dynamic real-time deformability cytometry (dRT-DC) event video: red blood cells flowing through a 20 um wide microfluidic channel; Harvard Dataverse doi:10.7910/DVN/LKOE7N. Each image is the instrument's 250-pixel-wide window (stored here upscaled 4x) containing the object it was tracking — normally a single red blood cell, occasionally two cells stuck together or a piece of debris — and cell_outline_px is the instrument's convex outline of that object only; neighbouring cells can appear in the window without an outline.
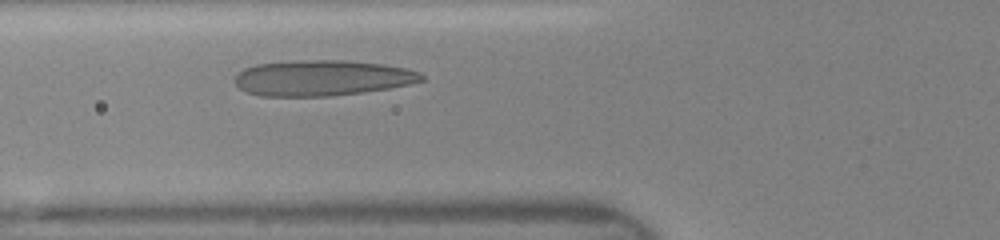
{"species": "human", "species_latin": "Homo sapiens", "temperature_condition": "room temperature", "stored_images_in_passage": 19, "camera_frame_rate_fps": 3000, "um_per_image_px": 0.085, "donor": {"sex": "female"}, "frame": {"image": 1, "passage_image": 6, "time_ms": 1.667, "image_size_px": [1000, 240], "cell_outline_px": [[424, 80], [408, 84], [388, 88], [364, 92], [328, 96], [260, 96], [248, 92], [240, 88], [236, 84], [236, 72], [244, 68], [256, 64], [292, 60], [340, 60], [380, 64], [404, 68], [420, 72], [424, 76]], "centroid_in_image_um": [27.34, 6.62], "position_along_channel_um": 98.5, "area_um2": 38.67}}
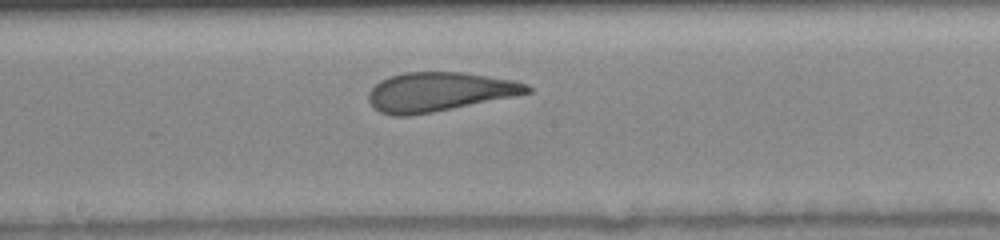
{"frame": {"image": 2, "passage_image": 13, "time_ms": 4.333, "image_size_px": [1000, 240], "cell_outline_px": [[532, 92], [432, 112], [408, 116], [392, 116], [380, 112], [368, 100], [368, 92], [380, 80], [388, 76], [404, 72], [464, 72], [512, 80], [528, 84], [532, 88]], "centroid_in_image_um": [37.29, 7.79], "position_along_channel_um": 210.9, "area_um2": 35.89}}
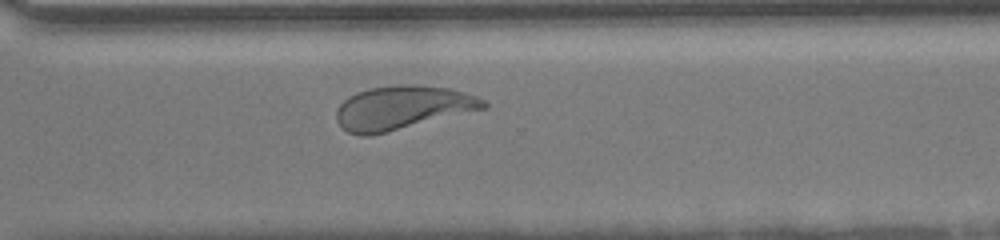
{"frame": {"image": 3, "passage_image": 19, "time_ms": 7.333, "image_size_px": [1000, 240], "cell_outline_px": [[488, 108], [368, 136], [360, 136], [348, 132], [336, 120], [336, 108], [348, 96], [356, 92], [368, 88], [396, 84], [416, 84], [448, 88], [464, 92], [476, 96], [484, 100], [488, 104]], "centroid_in_image_um": [34.19, 9.14], "position_along_channel_um": 336.4, "area_um2": 37.51}}